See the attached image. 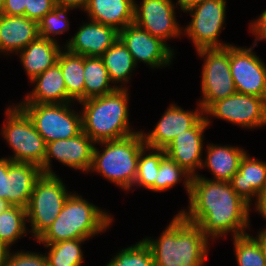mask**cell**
Returning a JSON list of instances; mask_svg holds the SVG:
<instances>
[{
	"mask_svg": "<svg viewBox=\"0 0 266 266\" xmlns=\"http://www.w3.org/2000/svg\"><path fill=\"white\" fill-rule=\"evenodd\" d=\"M188 210L179 213L190 223L200 227L209 239L247 234L250 228L251 206L226 181L209 179L203 175L191 178Z\"/></svg>",
	"mask_w": 266,
	"mask_h": 266,
	"instance_id": "obj_1",
	"label": "cell"
},
{
	"mask_svg": "<svg viewBox=\"0 0 266 266\" xmlns=\"http://www.w3.org/2000/svg\"><path fill=\"white\" fill-rule=\"evenodd\" d=\"M143 240L152 252L155 266H205L209 255L210 240L179 212L158 238Z\"/></svg>",
	"mask_w": 266,
	"mask_h": 266,
	"instance_id": "obj_2",
	"label": "cell"
},
{
	"mask_svg": "<svg viewBox=\"0 0 266 266\" xmlns=\"http://www.w3.org/2000/svg\"><path fill=\"white\" fill-rule=\"evenodd\" d=\"M129 88H117L103 96L79 102L82 105V131L95 143L134 135L129 122Z\"/></svg>",
	"mask_w": 266,
	"mask_h": 266,
	"instance_id": "obj_3",
	"label": "cell"
},
{
	"mask_svg": "<svg viewBox=\"0 0 266 266\" xmlns=\"http://www.w3.org/2000/svg\"><path fill=\"white\" fill-rule=\"evenodd\" d=\"M113 219L104 209L72 192L57 218L36 242L52 244L70 239H90L106 232Z\"/></svg>",
	"mask_w": 266,
	"mask_h": 266,
	"instance_id": "obj_4",
	"label": "cell"
},
{
	"mask_svg": "<svg viewBox=\"0 0 266 266\" xmlns=\"http://www.w3.org/2000/svg\"><path fill=\"white\" fill-rule=\"evenodd\" d=\"M89 172L98 173L122 190L130 191L137 176L138 159L146 146L141 132L132 136L95 143Z\"/></svg>",
	"mask_w": 266,
	"mask_h": 266,
	"instance_id": "obj_5",
	"label": "cell"
},
{
	"mask_svg": "<svg viewBox=\"0 0 266 266\" xmlns=\"http://www.w3.org/2000/svg\"><path fill=\"white\" fill-rule=\"evenodd\" d=\"M7 107L6 122L0 133L13 152V155L7 158L13 162L32 163L41 167L46 154L43 137L18 104L13 103Z\"/></svg>",
	"mask_w": 266,
	"mask_h": 266,
	"instance_id": "obj_6",
	"label": "cell"
},
{
	"mask_svg": "<svg viewBox=\"0 0 266 266\" xmlns=\"http://www.w3.org/2000/svg\"><path fill=\"white\" fill-rule=\"evenodd\" d=\"M61 179L59 175L42 174L35 182L26 208L27 222L31 227L29 233L34 240L53 223L72 193Z\"/></svg>",
	"mask_w": 266,
	"mask_h": 266,
	"instance_id": "obj_7",
	"label": "cell"
},
{
	"mask_svg": "<svg viewBox=\"0 0 266 266\" xmlns=\"http://www.w3.org/2000/svg\"><path fill=\"white\" fill-rule=\"evenodd\" d=\"M226 5V0H204L183 11L189 13L192 19L183 26L182 36L187 35L191 39L196 51L232 45L219 40L221 31L226 27Z\"/></svg>",
	"mask_w": 266,
	"mask_h": 266,
	"instance_id": "obj_8",
	"label": "cell"
},
{
	"mask_svg": "<svg viewBox=\"0 0 266 266\" xmlns=\"http://www.w3.org/2000/svg\"><path fill=\"white\" fill-rule=\"evenodd\" d=\"M30 117L45 143L68 139L82 132V114L72 104H18Z\"/></svg>",
	"mask_w": 266,
	"mask_h": 266,
	"instance_id": "obj_9",
	"label": "cell"
},
{
	"mask_svg": "<svg viewBox=\"0 0 266 266\" xmlns=\"http://www.w3.org/2000/svg\"><path fill=\"white\" fill-rule=\"evenodd\" d=\"M204 59L201 73V98L205 111L213 102L236 93L230 69V46L196 51Z\"/></svg>",
	"mask_w": 266,
	"mask_h": 266,
	"instance_id": "obj_10",
	"label": "cell"
},
{
	"mask_svg": "<svg viewBox=\"0 0 266 266\" xmlns=\"http://www.w3.org/2000/svg\"><path fill=\"white\" fill-rule=\"evenodd\" d=\"M204 115L209 126L210 118L215 117L246 130L259 129L266 125V99L236 92L213 102Z\"/></svg>",
	"mask_w": 266,
	"mask_h": 266,
	"instance_id": "obj_11",
	"label": "cell"
},
{
	"mask_svg": "<svg viewBox=\"0 0 266 266\" xmlns=\"http://www.w3.org/2000/svg\"><path fill=\"white\" fill-rule=\"evenodd\" d=\"M254 47L230 45L231 75L237 93L266 99V64Z\"/></svg>",
	"mask_w": 266,
	"mask_h": 266,
	"instance_id": "obj_12",
	"label": "cell"
},
{
	"mask_svg": "<svg viewBox=\"0 0 266 266\" xmlns=\"http://www.w3.org/2000/svg\"><path fill=\"white\" fill-rule=\"evenodd\" d=\"M134 5V23L149 32L152 36L166 42L169 39L181 38L182 28L177 22L173 0H142ZM176 4V5H175Z\"/></svg>",
	"mask_w": 266,
	"mask_h": 266,
	"instance_id": "obj_13",
	"label": "cell"
},
{
	"mask_svg": "<svg viewBox=\"0 0 266 266\" xmlns=\"http://www.w3.org/2000/svg\"><path fill=\"white\" fill-rule=\"evenodd\" d=\"M119 39L131 53L136 66L143 62L152 69H162L172 64L175 51L170 44L167 45L135 23L120 30Z\"/></svg>",
	"mask_w": 266,
	"mask_h": 266,
	"instance_id": "obj_14",
	"label": "cell"
},
{
	"mask_svg": "<svg viewBox=\"0 0 266 266\" xmlns=\"http://www.w3.org/2000/svg\"><path fill=\"white\" fill-rule=\"evenodd\" d=\"M95 142L83 131L75 137L46 143V154L40 167L43 174L57 175L52 170V159L65 167L88 173L92 165Z\"/></svg>",
	"mask_w": 266,
	"mask_h": 266,
	"instance_id": "obj_15",
	"label": "cell"
},
{
	"mask_svg": "<svg viewBox=\"0 0 266 266\" xmlns=\"http://www.w3.org/2000/svg\"><path fill=\"white\" fill-rule=\"evenodd\" d=\"M194 110H184L181 106L171 103L152 131L140 130L147 147L165 149L177 136L191 129L203 116L202 107L197 104Z\"/></svg>",
	"mask_w": 266,
	"mask_h": 266,
	"instance_id": "obj_16",
	"label": "cell"
},
{
	"mask_svg": "<svg viewBox=\"0 0 266 266\" xmlns=\"http://www.w3.org/2000/svg\"><path fill=\"white\" fill-rule=\"evenodd\" d=\"M209 127L203 116L191 129L177 135L164 149L192 177L198 175L203 163L204 132ZM197 169V170H196Z\"/></svg>",
	"mask_w": 266,
	"mask_h": 266,
	"instance_id": "obj_17",
	"label": "cell"
},
{
	"mask_svg": "<svg viewBox=\"0 0 266 266\" xmlns=\"http://www.w3.org/2000/svg\"><path fill=\"white\" fill-rule=\"evenodd\" d=\"M77 32L64 43L69 52L84 57H100L119 39V31L111 26L88 19Z\"/></svg>",
	"mask_w": 266,
	"mask_h": 266,
	"instance_id": "obj_18",
	"label": "cell"
},
{
	"mask_svg": "<svg viewBox=\"0 0 266 266\" xmlns=\"http://www.w3.org/2000/svg\"><path fill=\"white\" fill-rule=\"evenodd\" d=\"M229 183L245 202L250 206L254 205L252 201L255 202L258 194L266 189V162L246 152L240 161L238 171Z\"/></svg>",
	"mask_w": 266,
	"mask_h": 266,
	"instance_id": "obj_19",
	"label": "cell"
},
{
	"mask_svg": "<svg viewBox=\"0 0 266 266\" xmlns=\"http://www.w3.org/2000/svg\"><path fill=\"white\" fill-rule=\"evenodd\" d=\"M39 36L38 23L25 16L0 15V53L11 56Z\"/></svg>",
	"mask_w": 266,
	"mask_h": 266,
	"instance_id": "obj_20",
	"label": "cell"
},
{
	"mask_svg": "<svg viewBox=\"0 0 266 266\" xmlns=\"http://www.w3.org/2000/svg\"><path fill=\"white\" fill-rule=\"evenodd\" d=\"M30 83L32 91L18 104H64L67 103V89L58 63L36 76Z\"/></svg>",
	"mask_w": 266,
	"mask_h": 266,
	"instance_id": "obj_21",
	"label": "cell"
},
{
	"mask_svg": "<svg viewBox=\"0 0 266 266\" xmlns=\"http://www.w3.org/2000/svg\"><path fill=\"white\" fill-rule=\"evenodd\" d=\"M64 47L59 42L38 36L16 55L24 67L30 81L57 63L58 55Z\"/></svg>",
	"mask_w": 266,
	"mask_h": 266,
	"instance_id": "obj_22",
	"label": "cell"
},
{
	"mask_svg": "<svg viewBox=\"0 0 266 266\" xmlns=\"http://www.w3.org/2000/svg\"><path fill=\"white\" fill-rule=\"evenodd\" d=\"M135 0H88L85 9L90 20L118 31L134 23Z\"/></svg>",
	"mask_w": 266,
	"mask_h": 266,
	"instance_id": "obj_23",
	"label": "cell"
},
{
	"mask_svg": "<svg viewBox=\"0 0 266 266\" xmlns=\"http://www.w3.org/2000/svg\"><path fill=\"white\" fill-rule=\"evenodd\" d=\"M206 157L203 158L201 169H208L213 175L212 180L229 182L238 171L242 157L247 152L242 147L232 145H206Z\"/></svg>",
	"mask_w": 266,
	"mask_h": 266,
	"instance_id": "obj_24",
	"label": "cell"
},
{
	"mask_svg": "<svg viewBox=\"0 0 266 266\" xmlns=\"http://www.w3.org/2000/svg\"><path fill=\"white\" fill-rule=\"evenodd\" d=\"M42 174L41 168L35 164L12 162L8 167L7 201L12 206L27 208L35 182Z\"/></svg>",
	"mask_w": 266,
	"mask_h": 266,
	"instance_id": "obj_25",
	"label": "cell"
},
{
	"mask_svg": "<svg viewBox=\"0 0 266 266\" xmlns=\"http://www.w3.org/2000/svg\"><path fill=\"white\" fill-rule=\"evenodd\" d=\"M100 57L108 71L112 85L114 84L119 89L128 88L125 84H129L130 77L137 66L124 43L118 39Z\"/></svg>",
	"mask_w": 266,
	"mask_h": 266,
	"instance_id": "obj_26",
	"label": "cell"
},
{
	"mask_svg": "<svg viewBox=\"0 0 266 266\" xmlns=\"http://www.w3.org/2000/svg\"><path fill=\"white\" fill-rule=\"evenodd\" d=\"M57 63L61 68L67 89V103L84 100V56L62 49Z\"/></svg>",
	"mask_w": 266,
	"mask_h": 266,
	"instance_id": "obj_27",
	"label": "cell"
},
{
	"mask_svg": "<svg viewBox=\"0 0 266 266\" xmlns=\"http://www.w3.org/2000/svg\"><path fill=\"white\" fill-rule=\"evenodd\" d=\"M101 57H84V100L115 91Z\"/></svg>",
	"mask_w": 266,
	"mask_h": 266,
	"instance_id": "obj_28",
	"label": "cell"
},
{
	"mask_svg": "<svg viewBox=\"0 0 266 266\" xmlns=\"http://www.w3.org/2000/svg\"><path fill=\"white\" fill-rule=\"evenodd\" d=\"M89 239H70L52 244H43L48 266H81L84 261L82 243Z\"/></svg>",
	"mask_w": 266,
	"mask_h": 266,
	"instance_id": "obj_29",
	"label": "cell"
},
{
	"mask_svg": "<svg viewBox=\"0 0 266 266\" xmlns=\"http://www.w3.org/2000/svg\"><path fill=\"white\" fill-rule=\"evenodd\" d=\"M26 208L11 206L6 211L0 213V241L11 248L18 239L23 238L29 229L27 227Z\"/></svg>",
	"mask_w": 266,
	"mask_h": 266,
	"instance_id": "obj_30",
	"label": "cell"
},
{
	"mask_svg": "<svg viewBox=\"0 0 266 266\" xmlns=\"http://www.w3.org/2000/svg\"><path fill=\"white\" fill-rule=\"evenodd\" d=\"M149 151V152H147ZM164 149L151 148L145 146L138 159L137 176L133 187H142L143 189L155 192V179H157V172L161 159L165 156Z\"/></svg>",
	"mask_w": 266,
	"mask_h": 266,
	"instance_id": "obj_31",
	"label": "cell"
},
{
	"mask_svg": "<svg viewBox=\"0 0 266 266\" xmlns=\"http://www.w3.org/2000/svg\"><path fill=\"white\" fill-rule=\"evenodd\" d=\"M192 176L180 167L169 156L165 155L160 162L157 179H155V192H166L179 182H183L187 196L190 194Z\"/></svg>",
	"mask_w": 266,
	"mask_h": 266,
	"instance_id": "obj_32",
	"label": "cell"
},
{
	"mask_svg": "<svg viewBox=\"0 0 266 266\" xmlns=\"http://www.w3.org/2000/svg\"><path fill=\"white\" fill-rule=\"evenodd\" d=\"M113 256L106 266H155L152 252L143 239Z\"/></svg>",
	"mask_w": 266,
	"mask_h": 266,
	"instance_id": "obj_33",
	"label": "cell"
},
{
	"mask_svg": "<svg viewBox=\"0 0 266 266\" xmlns=\"http://www.w3.org/2000/svg\"><path fill=\"white\" fill-rule=\"evenodd\" d=\"M232 239L238 266H266V260L258 242L249 233Z\"/></svg>",
	"mask_w": 266,
	"mask_h": 266,
	"instance_id": "obj_34",
	"label": "cell"
},
{
	"mask_svg": "<svg viewBox=\"0 0 266 266\" xmlns=\"http://www.w3.org/2000/svg\"><path fill=\"white\" fill-rule=\"evenodd\" d=\"M71 9L56 6L38 22L39 36L58 42L57 35L64 34L70 29V21L67 17Z\"/></svg>",
	"mask_w": 266,
	"mask_h": 266,
	"instance_id": "obj_35",
	"label": "cell"
},
{
	"mask_svg": "<svg viewBox=\"0 0 266 266\" xmlns=\"http://www.w3.org/2000/svg\"><path fill=\"white\" fill-rule=\"evenodd\" d=\"M3 266H48L45 253L17 250L8 251Z\"/></svg>",
	"mask_w": 266,
	"mask_h": 266,
	"instance_id": "obj_36",
	"label": "cell"
},
{
	"mask_svg": "<svg viewBox=\"0 0 266 266\" xmlns=\"http://www.w3.org/2000/svg\"><path fill=\"white\" fill-rule=\"evenodd\" d=\"M56 6L55 0H27V5L25 6V17L38 23Z\"/></svg>",
	"mask_w": 266,
	"mask_h": 266,
	"instance_id": "obj_37",
	"label": "cell"
},
{
	"mask_svg": "<svg viewBox=\"0 0 266 266\" xmlns=\"http://www.w3.org/2000/svg\"><path fill=\"white\" fill-rule=\"evenodd\" d=\"M249 30L255 39L253 45L256 47L258 41H266V9L255 20H251Z\"/></svg>",
	"mask_w": 266,
	"mask_h": 266,
	"instance_id": "obj_38",
	"label": "cell"
},
{
	"mask_svg": "<svg viewBox=\"0 0 266 266\" xmlns=\"http://www.w3.org/2000/svg\"><path fill=\"white\" fill-rule=\"evenodd\" d=\"M27 0H4L2 14L7 16H25Z\"/></svg>",
	"mask_w": 266,
	"mask_h": 266,
	"instance_id": "obj_39",
	"label": "cell"
},
{
	"mask_svg": "<svg viewBox=\"0 0 266 266\" xmlns=\"http://www.w3.org/2000/svg\"><path fill=\"white\" fill-rule=\"evenodd\" d=\"M13 161L7 157L0 158V199L7 200L8 194V167Z\"/></svg>",
	"mask_w": 266,
	"mask_h": 266,
	"instance_id": "obj_40",
	"label": "cell"
},
{
	"mask_svg": "<svg viewBox=\"0 0 266 266\" xmlns=\"http://www.w3.org/2000/svg\"><path fill=\"white\" fill-rule=\"evenodd\" d=\"M58 7L67 9H85L88 0H55Z\"/></svg>",
	"mask_w": 266,
	"mask_h": 266,
	"instance_id": "obj_41",
	"label": "cell"
},
{
	"mask_svg": "<svg viewBox=\"0 0 266 266\" xmlns=\"http://www.w3.org/2000/svg\"><path fill=\"white\" fill-rule=\"evenodd\" d=\"M254 210L266 221V189L258 194ZM262 230L266 231V228L264 227Z\"/></svg>",
	"mask_w": 266,
	"mask_h": 266,
	"instance_id": "obj_42",
	"label": "cell"
},
{
	"mask_svg": "<svg viewBox=\"0 0 266 266\" xmlns=\"http://www.w3.org/2000/svg\"><path fill=\"white\" fill-rule=\"evenodd\" d=\"M251 236L258 242L263 256L266 260V231L260 229V231L257 232L256 237H254L253 235Z\"/></svg>",
	"mask_w": 266,
	"mask_h": 266,
	"instance_id": "obj_43",
	"label": "cell"
},
{
	"mask_svg": "<svg viewBox=\"0 0 266 266\" xmlns=\"http://www.w3.org/2000/svg\"><path fill=\"white\" fill-rule=\"evenodd\" d=\"M204 0H176L177 5L180 7L178 9H180V11H184L188 8H190L191 6L201 3Z\"/></svg>",
	"mask_w": 266,
	"mask_h": 266,
	"instance_id": "obj_44",
	"label": "cell"
},
{
	"mask_svg": "<svg viewBox=\"0 0 266 266\" xmlns=\"http://www.w3.org/2000/svg\"><path fill=\"white\" fill-rule=\"evenodd\" d=\"M9 250L11 249H8V247L0 241V266L4 265Z\"/></svg>",
	"mask_w": 266,
	"mask_h": 266,
	"instance_id": "obj_45",
	"label": "cell"
},
{
	"mask_svg": "<svg viewBox=\"0 0 266 266\" xmlns=\"http://www.w3.org/2000/svg\"><path fill=\"white\" fill-rule=\"evenodd\" d=\"M12 205L4 199H0V213L6 211Z\"/></svg>",
	"mask_w": 266,
	"mask_h": 266,
	"instance_id": "obj_46",
	"label": "cell"
},
{
	"mask_svg": "<svg viewBox=\"0 0 266 266\" xmlns=\"http://www.w3.org/2000/svg\"><path fill=\"white\" fill-rule=\"evenodd\" d=\"M3 6H4V0H0V15L2 14Z\"/></svg>",
	"mask_w": 266,
	"mask_h": 266,
	"instance_id": "obj_47",
	"label": "cell"
}]
</instances>
